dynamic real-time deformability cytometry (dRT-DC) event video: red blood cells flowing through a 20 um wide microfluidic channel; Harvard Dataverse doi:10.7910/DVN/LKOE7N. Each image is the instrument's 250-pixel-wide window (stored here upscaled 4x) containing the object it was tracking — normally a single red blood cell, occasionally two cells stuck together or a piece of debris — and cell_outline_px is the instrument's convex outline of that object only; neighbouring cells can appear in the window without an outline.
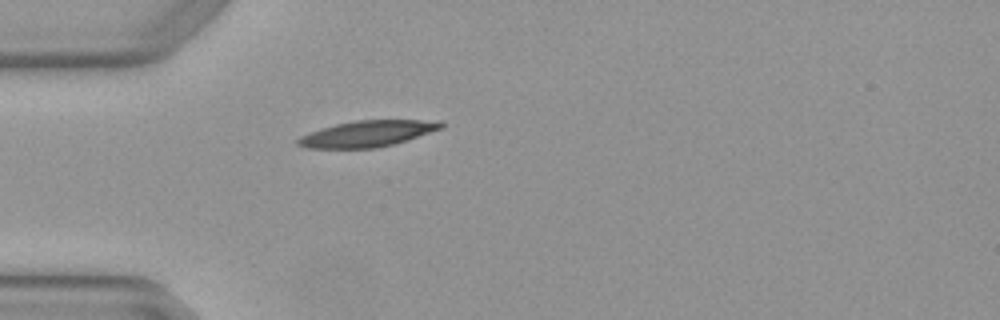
{"species": "Egyptian fruit bat (a non-hibernating species)", "species_latin": "Rousettus aegyptiacus", "temperature_condition": "warm", "stored_images_in_passage": 1, "camera_frame_rate_fps": 3000, "um_per_image_px": 0.085, "animal": {"sex": "female"}, "frame": {"image": 1, "passage_image": 1, "time_ms": 0.0, "image_size_px": [1000, 320], "cell_outline_px": [[444, 128], [392, 144], [376, 148], [308, 148], [296, 144], [296, 140], [300, 136], [308, 132], [320, 128], [336, 124], [356, 120], [440, 120], [444, 124]], "centroid_in_image_um": [31.21, 11.35], "position_along_channel_um": 53.8, "area_um2": 21.79}}